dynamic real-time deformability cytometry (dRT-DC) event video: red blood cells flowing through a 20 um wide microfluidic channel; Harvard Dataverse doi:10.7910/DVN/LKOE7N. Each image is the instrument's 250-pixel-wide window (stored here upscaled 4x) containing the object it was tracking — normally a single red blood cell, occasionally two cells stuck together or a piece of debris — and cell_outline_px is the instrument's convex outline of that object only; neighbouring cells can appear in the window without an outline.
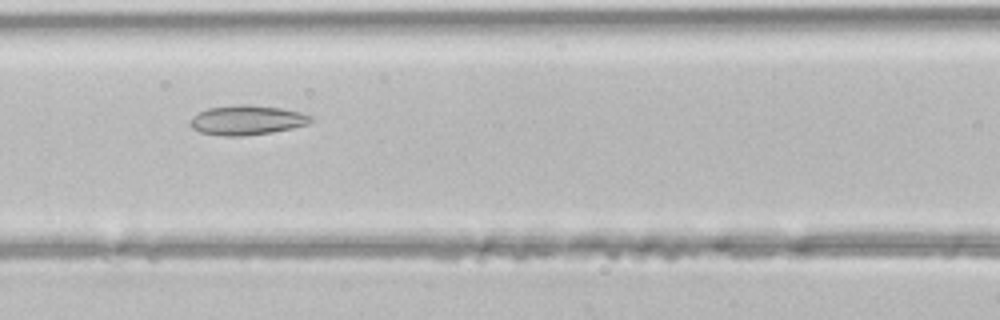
{"species": "common noctule bat (a hibernating species)", "species_latin": "Nyctalus noctula", "temperature_condition": "room temperature", "stored_images_in_passage": 39, "camera_frame_rate_fps": 3000, "um_per_image_px": 0.085, "animal": {"sex": "male", "body_mass_g": 21.5, "forearm_length_mm": 52.0}, "frame": {"image": 1, "passage_image": 13, "time_ms": 4.0, "image_size_px": [1000, 320], "cell_outline_px": [[312, 120], [308, 124], [292, 128], [272, 132], [244, 136], [224, 136], [200, 132], [192, 128], [192, 116], [208, 108], [236, 104], [240, 104], [280, 108], [300, 112], [312, 116]], "centroid_in_image_um": [21.0, 10.21], "position_along_channel_um": 145.6, "area_um2": 20.58}}
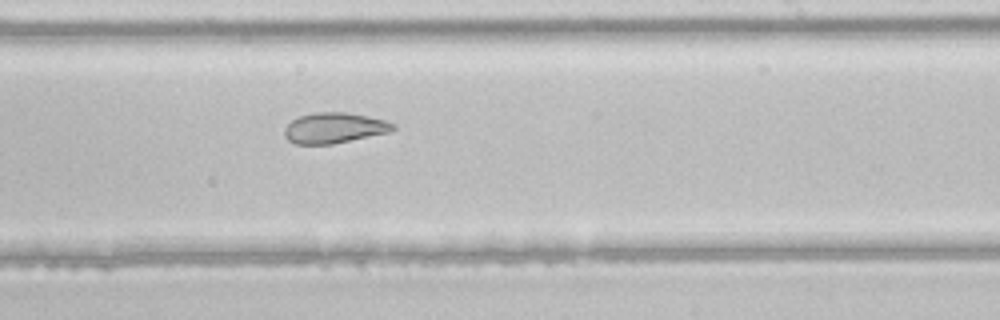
{"frame": {"image": 2, "passage_image": 21, "time_ms": 6.667, "image_size_px": [1000, 320], "cell_outline_px": [[396, 128], [388, 132], [332, 144], [296, 144], [288, 140], [284, 136], [284, 128], [292, 120], [300, 116], [312, 112], [344, 112], [368, 116], [384, 120], [396, 124]], "centroid_in_image_um": [28.39, 10.87], "position_along_channel_um": 260.6, "area_um2": 19.25}}
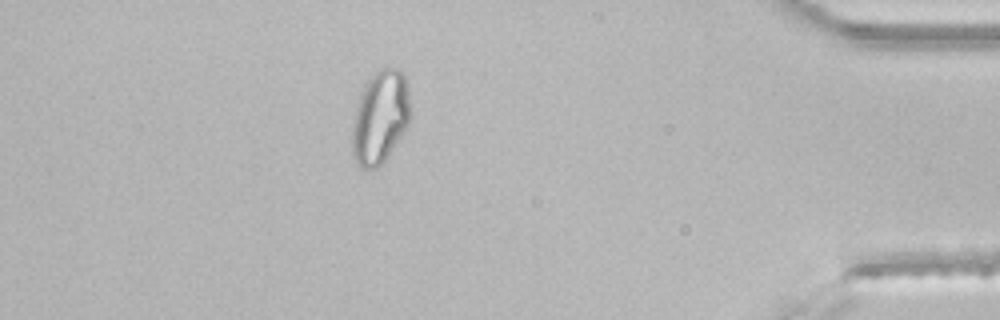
{"frame": {"image": 3, "passage_image": 34, "time_ms": 11.0, "image_size_px": [1000, 320], "cell_outline_px": [[408, 124], [384, 160], [376, 168], [364, 168], [356, 164], [352, 156], [352, 124], [356, 108], [364, 84], [380, 68], [400, 68], [404, 72], [408, 88]], "centroid_in_image_um": [32.28, 9.94], "position_along_channel_um": 402.9, "area_um2": 31.04}}